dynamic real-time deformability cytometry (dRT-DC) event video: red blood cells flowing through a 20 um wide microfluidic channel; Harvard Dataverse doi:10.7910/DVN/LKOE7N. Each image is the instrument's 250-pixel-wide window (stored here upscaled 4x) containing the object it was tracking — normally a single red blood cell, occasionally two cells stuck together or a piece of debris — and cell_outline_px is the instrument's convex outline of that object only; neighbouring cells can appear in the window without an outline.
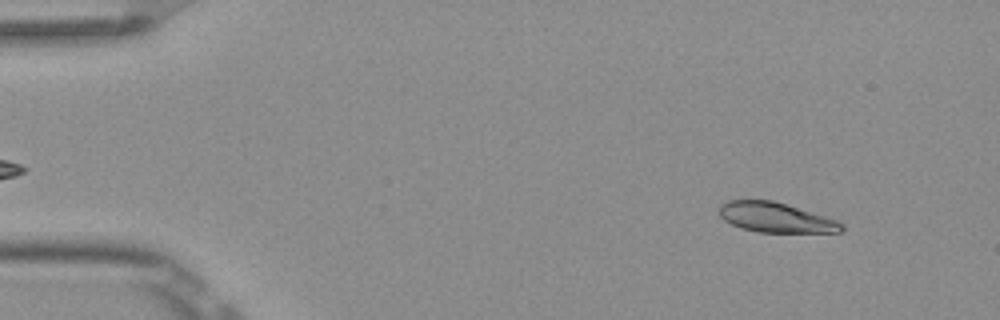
{"species": "Egyptian fruit bat (a non-hibernating species)", "species_latin": "Rousettus aegyptiacus", "temperature_condition": "room temperature", "stored_images_in_passage": 4, "camera_frame_rate_fps": 3000, "um_per_image_px": 0.085, "frame": {"image": 1, "passage_image": 4, "time_ms": 1.0, "image_size_px": [1000, 320], "cell_outline_px": [[844, 232], [760, 232], [740, 228], [724, 220], [720, 216], [720, 204], [728, 200], [772, 200], [836, 220], [844, 224]], "centroid_in_image_um": [65.92, 18.49], "position_along_channel_um": 19.1, "area_um2": 21.04}}